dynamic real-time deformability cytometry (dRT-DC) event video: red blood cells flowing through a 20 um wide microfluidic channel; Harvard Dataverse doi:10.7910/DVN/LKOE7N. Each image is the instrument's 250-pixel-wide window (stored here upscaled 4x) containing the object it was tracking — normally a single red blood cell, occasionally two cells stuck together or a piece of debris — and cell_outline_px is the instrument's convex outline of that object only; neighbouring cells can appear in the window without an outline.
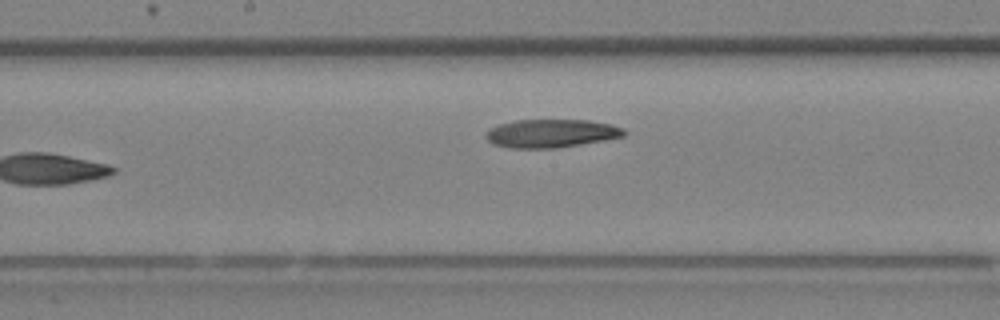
{"species": "Egyptian fruit bat (a non-hibernating species)", "species_latin": "Rousettus aegyptiacus", "temperature_condition": "room temperature", "stored_images_in_passage": 12, "camera_frame_rate_fps": 3000, "um_per_image_px": 0.085, "animal": {"sex": "female"}, "frame": {"image": 1, "passage_image": 12, "time_ms": 3.667, "image_size_px": [1000, 320], "cell_outline_px": [[628, 132], [624, 136], [604, 140], [556, 148], [512, 148], [492, 144], [484, 136], [488, 128], [500, 124], [516, 120], [588, 120], [612, 124], [624, 128]], "centroid_in_image_um": [46.85, 11.33], "position_along_channel_um": 201.3, "area_um2": 22.89}}